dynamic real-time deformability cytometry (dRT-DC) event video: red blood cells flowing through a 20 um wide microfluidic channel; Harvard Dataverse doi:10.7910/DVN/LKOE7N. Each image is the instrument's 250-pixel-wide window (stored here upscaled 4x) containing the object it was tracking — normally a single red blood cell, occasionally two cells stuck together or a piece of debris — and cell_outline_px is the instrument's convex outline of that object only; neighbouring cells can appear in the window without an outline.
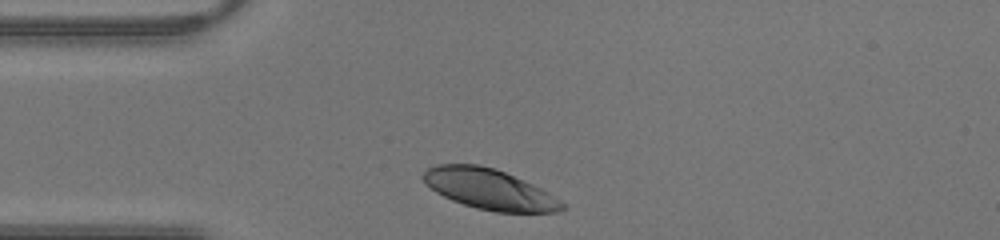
{"species": "human", "species_latin": "Homo sapiens", "temperature_condition": "warm", "stored_images_in_passage": 24, "camera_frame_rate_fps": 3000, "um_per_image_px": 0.085, "donor": {"sex": "male"}, "frame": {"image": 1, "passage_image": 1, "time_ms": 0.0, "image_size_px": [1000, 240], "cell_outline_px": [[564, 208], [556, 212], [496, 212], [476, 208], [452, 200], [436, 192], [420, 176], [428, 168], [436, 164], [476, 164], [496, 168], [532, 184], [548, 192], [560, 200], [564, 204]], "centroid_in_image_um": [41.59, 16.07], "position_along_channel_um": 43.4, "area_um2": 32.43}}
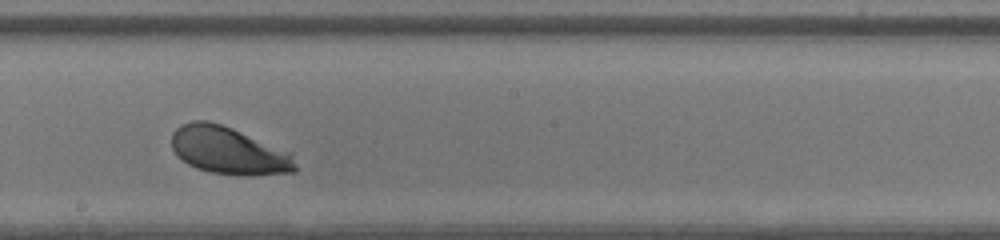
{"frame": {"image": 2, "passage_image": 14, "time_ms": 4.333, "image_size_px": [1000, 240], "cell_outline_px": [[296, 172], [252, 176], [248, 176], [212, 172], [196, 168], [188, 164], [176, 156], [172, 148], [172, 132], [180, 124], [192, 120], [208, 120], [232, 128], [292, 152], [296, 168]], "centroid_in_image_um": [19.43, 12.8], "position_along_channel_um": 228.8, "area_um2": 34.51}}
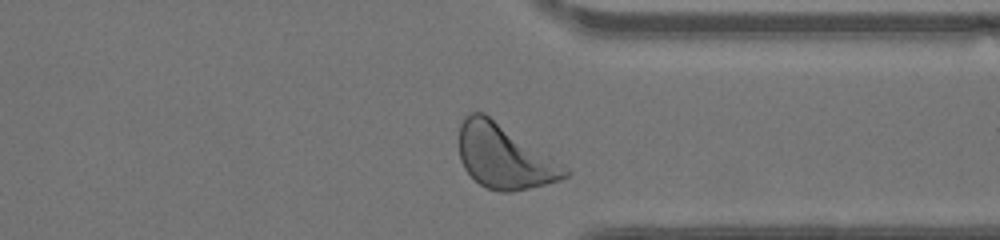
{"frame": {"image": 3, "passage_image": 23, "time_ms": 7.333, "image_size_px": [1000, 240], "cell_outline_px": [[572, 172], [568, 176], [560, 180], [512, 192], [500, 192], [488, 188], [480, 184], [464, 168], [460, 160], [460, 124], [464, 116], [472, 112], [484, 112], [568, 168]], "centroid_in_image_um": [42.86, 13.31], "position_along_channel_um": 368.5, "area_um2": 39.13}}